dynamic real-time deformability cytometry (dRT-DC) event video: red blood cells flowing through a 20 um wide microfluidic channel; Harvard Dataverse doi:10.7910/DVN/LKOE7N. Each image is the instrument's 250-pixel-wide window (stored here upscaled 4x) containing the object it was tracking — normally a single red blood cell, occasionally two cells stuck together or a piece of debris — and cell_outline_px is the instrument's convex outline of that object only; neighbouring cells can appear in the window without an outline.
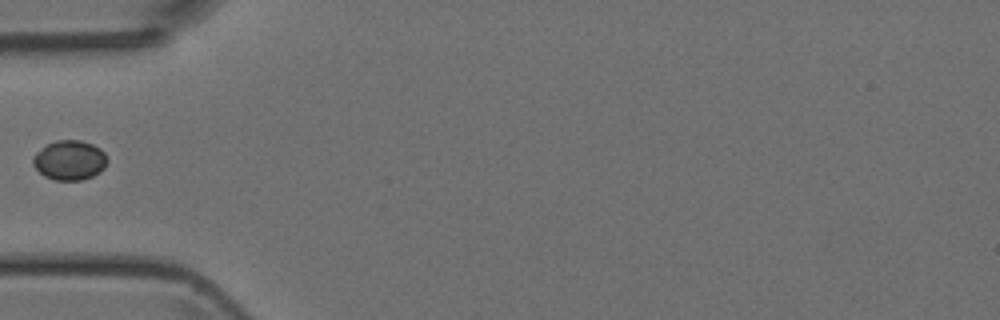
{"species": "Egyptian fruit bat (a non-hibernating species)", "species_latin": "Rousettus aegyptiacus", "temperature_condition": "room temperature", "stored_images_in_passage": 5, "camera_frame_rate_fps": 3000, "um_per_image_px": 0.085, "animal": {"sex": "female"}, "frame": {"image": 1, "passage_image": 5, "time_ms": 4.333, "image_size_px": [1000, 320], "cell_outline_px": [[108, 160], [104, 168], [100, 172], [92, 176], [80, 180], [56, 180], [44, 176], [32, 164], [32, 156], [40, 148], [56, 140], [80, 140], [92, 144], [100, 148], [104, 152]], "centroid_in_image_um": [5.91, 13.61], "position_along_channel_um": 79.1, "area_um2": 17.22}}